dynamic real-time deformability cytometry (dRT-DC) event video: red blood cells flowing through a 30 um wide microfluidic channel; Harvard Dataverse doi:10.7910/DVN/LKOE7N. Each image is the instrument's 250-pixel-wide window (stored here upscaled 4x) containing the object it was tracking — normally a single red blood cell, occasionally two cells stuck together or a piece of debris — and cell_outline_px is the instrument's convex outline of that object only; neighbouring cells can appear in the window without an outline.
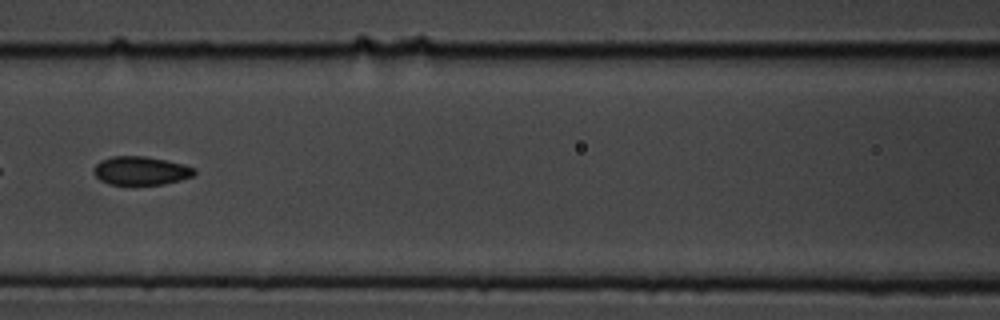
{"species": "common noctule bat (a hibernating species)", "species_latin": "Nyctalus noctula", "temperature_condition": "cold", "stored_images_in_passage": 9, "camera_frame_rate_fps": 3000, "um_per_image_px": 0.085, "animal": {"sex": "male", "body_mass_g": 19.5, "forearm_length_mm": 54.6}, "frame": {"image": 1, "passage_image": 6, "time_ms": 1.667, "image_size_px": [1000, 320], "cell_outline_px": [[196, 172], [192, 176], [180, 180], [160, 184], [108, 184], [100, 180], [92, 172], [92, 168], [100, 160], [112, 156], [144, 156], [168, 160], [184, 164], [196, 168]], "centroid_in_image_um": [11.95, 14.49], "position_along_channel_um": 154.6, "area_um2": 16.82}}
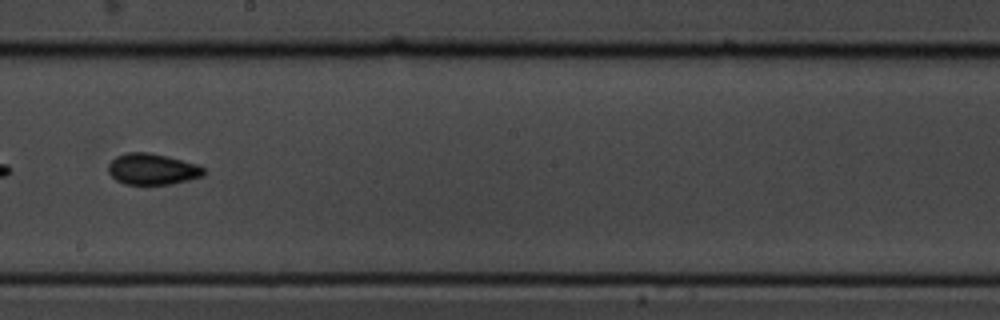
{"frame": {"image": 2, "passage_image": 8, "time_ms": 2.333, "image_size_px": [1000, 320], "cell_outline_px": [[204, 176], [172, 184], [124, 184], [116, 180], [108, 172], [108, 164], [116, 156], [128, 152], [148, 152], [168, 156], [196, 164], [204, 168]], "centroid_in_image_um": [12.94, 14.37], "position_along_channel_um": 235.3, "area_um2": 17.34}}
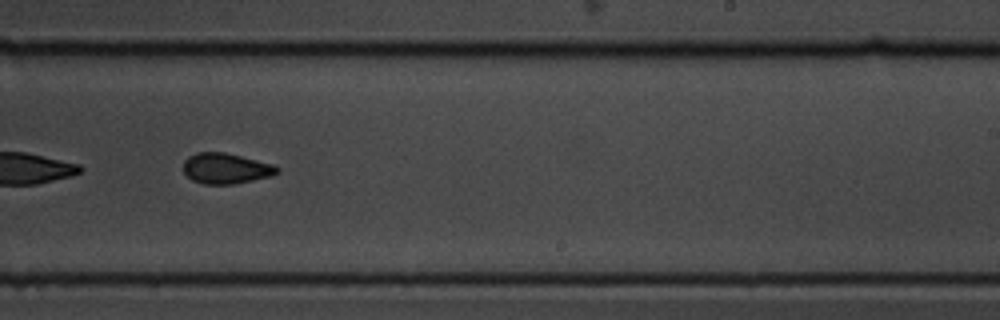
{"frame": {"image": 3, "passage_image": 9, "time_ms": 2.667, "image_size_px": [1000, 320], "cell_outline_px": [[280, 172], [272, 176], [232, 184], [204, 184], [192, 180], [184, 172], [184, 160], [188, 156], [196, 152], [224, 152], [272, 164], [280, 168]], "centroid_in_image_um": [19.2, 14.31], "position_along_channel_um": 269.8, "area_um2": 16.65}}